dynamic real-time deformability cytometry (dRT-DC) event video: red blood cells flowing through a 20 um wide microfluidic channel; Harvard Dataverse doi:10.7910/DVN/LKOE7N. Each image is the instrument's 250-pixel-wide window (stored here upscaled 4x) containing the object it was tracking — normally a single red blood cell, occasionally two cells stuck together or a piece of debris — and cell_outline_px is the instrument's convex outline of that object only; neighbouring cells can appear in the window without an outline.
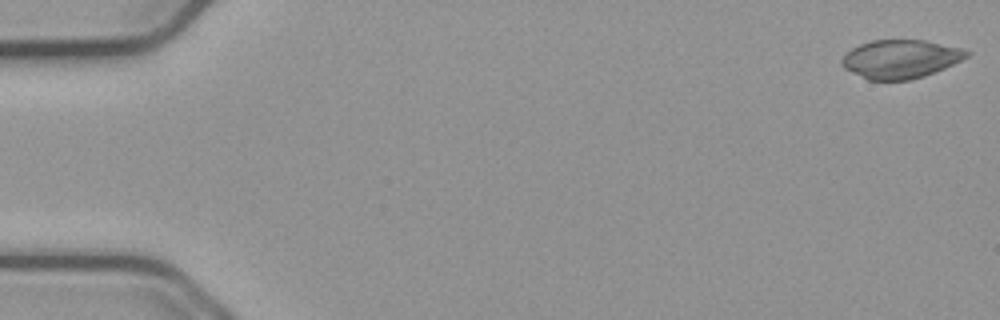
{"species": "common noctule bat (a hibernating species)", "species_latin": "Nyctalus noctula", "temperature_condition": "cold", "stored_images_in_passage": 54, "camera_frame_rate_fps": 3000, "um_per_image_px": 0.085, "animal": {"sex": "male", "body_mass_g": 23.1, "forearm_length_mm": 52.7}, "frame": {"image": 1, "passage_image": 1, "time_ms": 0.0, "image_size_px": [1000, 320], "cell_outline_px": [[972, 52], [968, 56], [944, 68], [924, 76], [908, 80], [868, 80], [844, 68], [840, 64], [840, 60], [852, 48], [860, 44], [872, 40], [924, 40], [960, 48]], "centroid_in_image_um": [76.52, 5.02], "position_along_channel_um": 8.5, "area_um2": 27.8}}